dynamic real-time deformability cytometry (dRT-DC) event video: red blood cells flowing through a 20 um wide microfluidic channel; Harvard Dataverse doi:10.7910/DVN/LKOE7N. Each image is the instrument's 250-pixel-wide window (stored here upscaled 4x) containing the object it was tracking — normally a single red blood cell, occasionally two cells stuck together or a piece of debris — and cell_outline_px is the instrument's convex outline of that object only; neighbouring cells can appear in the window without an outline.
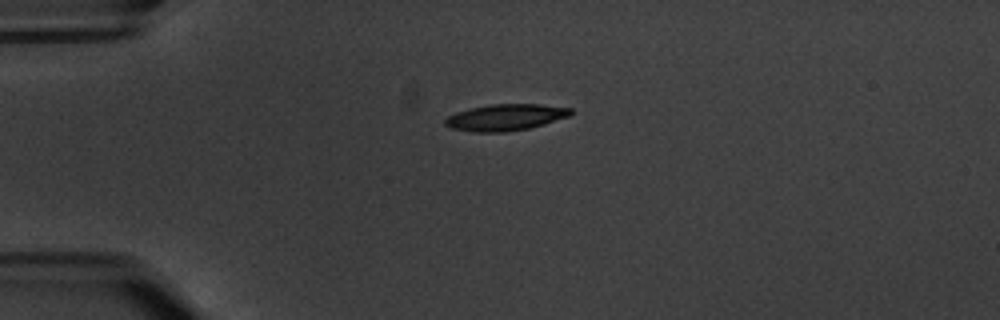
{"species": "common noctule bat (a hibernating species)", "species_latin": "Nyctalus noctula", "temperature_condition": "warm", "stored_images_in_passage": 2, "camera_frame_rate_fps": 3000, "um_per_image_px": 0.085, "animal": {"sex": "male", "body_mass_g": 20.1, "forearm_length_mm": 53.5}, "frame": {"image": 1, "passage_image": 1, "time_ms": 0.0, "image_size_px": [1000, 320], "cell_outline_px": [[572, 116], [544, 124], [528, 128], [508, 132], [472, 132], [452, 128], [444, 124], [444, 120], [448, 116], [456, 112], [468, 108], [488, 104], [540, 104], [572, 108]], "centroid_in_image_um": [42.98, 9.97], "position_along_channel_um": 42.0, "area_um2": 19.59}}